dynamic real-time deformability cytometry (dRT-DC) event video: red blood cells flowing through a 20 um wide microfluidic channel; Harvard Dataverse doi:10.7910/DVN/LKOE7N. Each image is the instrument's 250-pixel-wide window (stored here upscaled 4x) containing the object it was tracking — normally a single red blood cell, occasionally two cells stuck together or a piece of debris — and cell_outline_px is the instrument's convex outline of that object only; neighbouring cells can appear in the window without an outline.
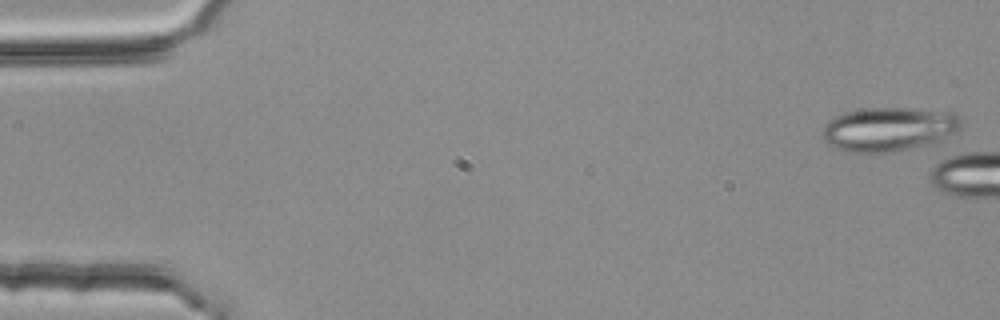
{"species": "common noctule bat (a hibernating species)", "species_latin": "Nyctalus noctula", "temperature_condition": "room temperature", "stored_images_in_passage": 5, "camera_frame_rate_fps": 3000, "um_per_image_px": 0.085, "animal": {"sex": "female", "body_mass_g": 25.1}, "frame": {"image": 1, "passage_image": 1, "time_ms": 0.0, "image_size_px": [1000, 320], "cell_outline_px": [[960, 132], [932, 144], [912, 148], [884, 152], [848, 152], [836, 148], [828, 144], [824, 140], [820, 132], [824, 124], [828, 120], [844, 112], [868, 108], [912, 108], [956, 112], [960, 116]], "centroid_in_image_um": [75.57, 10.97], "position_along_channel_um": 9.4, "area_um2": 36.07}}